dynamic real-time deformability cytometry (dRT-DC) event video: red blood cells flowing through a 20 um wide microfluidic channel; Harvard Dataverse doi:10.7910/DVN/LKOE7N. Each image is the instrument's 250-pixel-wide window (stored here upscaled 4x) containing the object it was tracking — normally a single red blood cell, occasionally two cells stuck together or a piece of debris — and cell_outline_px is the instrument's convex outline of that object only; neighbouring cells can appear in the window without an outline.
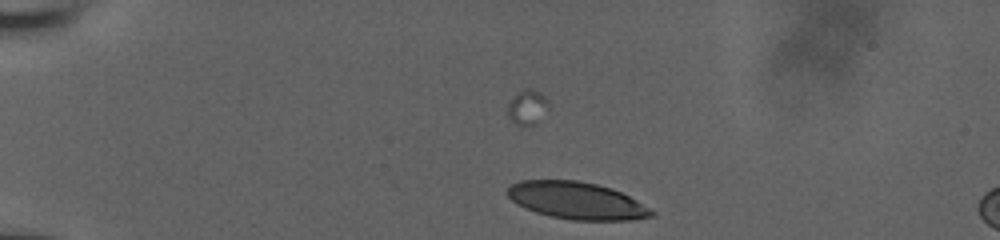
{"species": "human", "species_latin": "Homo sapiens", "temperature_condition": "room temperature", "stored_images_in_passage": 8, "camera_frame_rate_fps": 3000, "um_per_image_px": 0.085, "donor": {"sex": "male"}, "frame": {"image": 1, "passage_image": 1, "time_ms": 0.0, "image_size_px": [1000, 240], "cell_outline_px": [[656, 216], [636, 220], [572, 220], [552, 216], [536, 212], [524, 208], [516, 204], [504, 192], [512, 184], [520, 180], [576, 180], [596, 184], [620, 192], [652, 208], [656, 212]], "centroid_in_image_um": [49.04, 17.06], "position_along_channel_um": 36.0, "area_um2": 31.33}}